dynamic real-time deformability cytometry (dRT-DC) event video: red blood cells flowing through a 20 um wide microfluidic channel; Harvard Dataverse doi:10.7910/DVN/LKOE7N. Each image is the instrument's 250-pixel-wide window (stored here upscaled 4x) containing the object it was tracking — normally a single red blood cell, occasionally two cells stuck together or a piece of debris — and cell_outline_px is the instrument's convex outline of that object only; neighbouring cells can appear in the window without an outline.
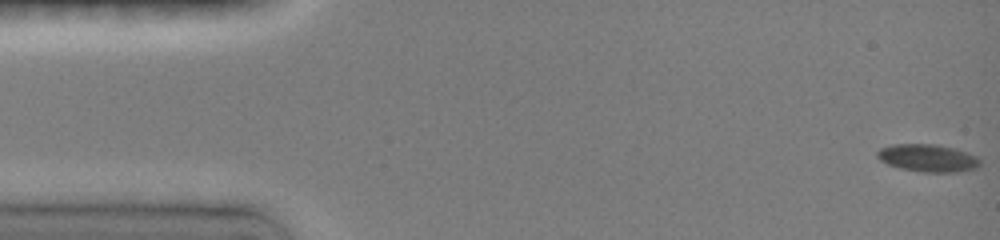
{"species": "common noctule bat (a hibernating species)", "species_latin": "Nyctalus noctula", "temperature_condition": "room temperature", "stored_images_in_passage": 49, "camera_frame_rate_fps": 3000, "um_per_image_px": 0.085, "animal": {"sex": "female", "body_mass_g": 19.0, "forearm_length_mm": 51.5}, "frame": {"image": 1, "passage_image": 1, "time_ms": 0.0, "image_size_px": [1000, 240], "cell_outline_px": [[980, 164], [976, 168], [956, 172], [924, 172], [900, 168], [888, 164], [880, 160], [876, 156], [876, 152], [880, 148], [892, 144], [936, 144], [956, 148], [976, 156], [980, 160]], "centroid_in_image_um": [78.85, 13.42], "position_along_channel_um": 6.1, "area_um2": 16.53}}
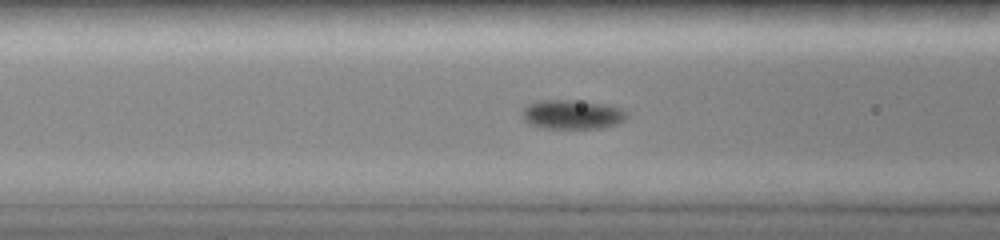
{"frame": {"image": 2, "passage_image": 19, "time_ms": 6.0, "image_size_px": [1000, 240], "cell_outline_px": [[628, 112], [624, 120], [616, 124], [600, 128], [544, 128], [528, 124], [520, 116], [520, 112], [528, 104], [540, 100], [568, 100], [604, 104], [620, 108]], "centroid_in_image_um": [48.58, 9.73], "position_along_channel_um": 118.0, "area_um2": 17.8}}
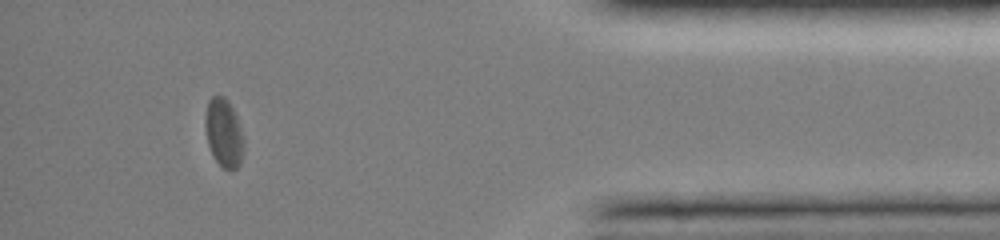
{"frame": {"image": 3, "passage_image": 44, "time_ms": 14.333, "image_size_px": [1000, 240], "cell_outline_px": [[244, 148], [240, 164], [236, 168], [224, 168], [212, 156], [208, 144], [204, 124], [204, 116], [208, 100], [212, 96], [224, 96], [228, 100], [236, 116], [244, 140]], "centroid_in_image_um": [19.0, 11.27], "position_along_channel_um": 416.2, "area_um2": 15.37}, "authors_computed_cell_mechanics": {"area_um2": 16.3574, "velocity_mm_per_s": 3.9781, "shape_relaxation_time_tau1_ms": 5.6356, "shape_relaxation_time_tau2_ms": null, "deformation_change_tau1": 0.1037, "deformation_change_tau2": null}}